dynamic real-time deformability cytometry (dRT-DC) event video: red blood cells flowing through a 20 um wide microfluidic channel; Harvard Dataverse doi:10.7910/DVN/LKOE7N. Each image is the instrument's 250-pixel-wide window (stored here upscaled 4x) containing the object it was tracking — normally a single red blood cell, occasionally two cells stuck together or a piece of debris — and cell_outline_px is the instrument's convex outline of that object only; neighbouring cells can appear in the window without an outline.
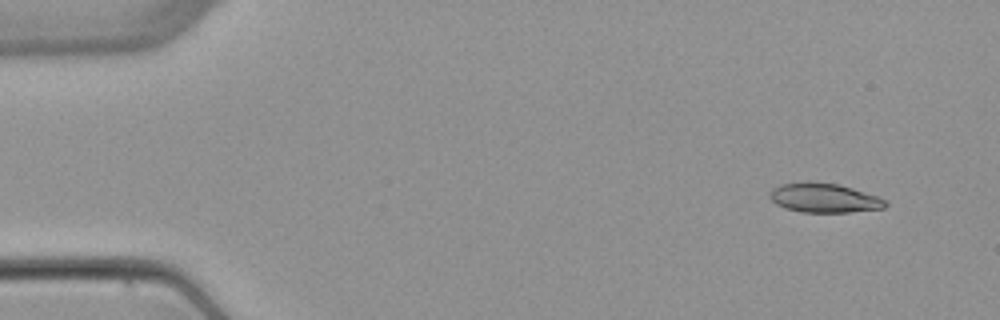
{"species": "common noctule bat (a hibernating species)", "species_latin": "Nyctalus noctula", "temperature_condition": "warm", "stored_images_in_passage": 4, "camera_frame_rate_fps": 3000, "um_per_image_px": 0.085, "animal": {"sex": "female", "body_mass_g": 22.7, "forearm_length_mm": 54.2}, "frame": {"image": 1, "passage_image": 1, "time_ms": 0.0, "image_size_px": [1000, 320], "cell_outline_px": [[888, 204], [884, 208], [848, 212], [800, 212], [784, 208], [776, 204], [768, 196], [768, 192], [772, 188], [780, 184], [808, 180], [812, 180], [840, 184], [880, 196]], "centroid_in_image_um": [70.01, 16.79], "position_along_channel_um": 15.0, "area_um2": 20.29}}
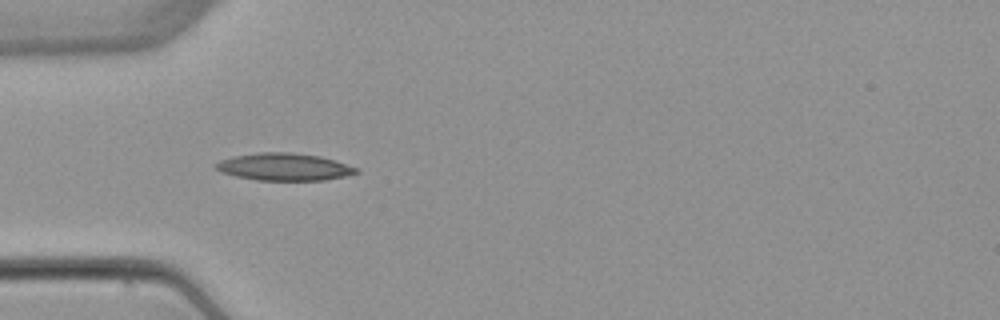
{"frame": {"image": 2, "passage_image": 4, "time_ms": 4.0, "image_size_px": [1000, 320], "cell_outline_px": [[360, 172], [344, 176], [324, 180], [256, 180], [236, 176], [212, 168], [212, 164], [220, 160], [232, 156], [260, 152], [292, 152], [320, 156], [336, 160], [356, 168]], "centroid_in_image_um": [24.11, 14.17], "position_along_channel_um": 60.9, "area_um2": 22.43}}